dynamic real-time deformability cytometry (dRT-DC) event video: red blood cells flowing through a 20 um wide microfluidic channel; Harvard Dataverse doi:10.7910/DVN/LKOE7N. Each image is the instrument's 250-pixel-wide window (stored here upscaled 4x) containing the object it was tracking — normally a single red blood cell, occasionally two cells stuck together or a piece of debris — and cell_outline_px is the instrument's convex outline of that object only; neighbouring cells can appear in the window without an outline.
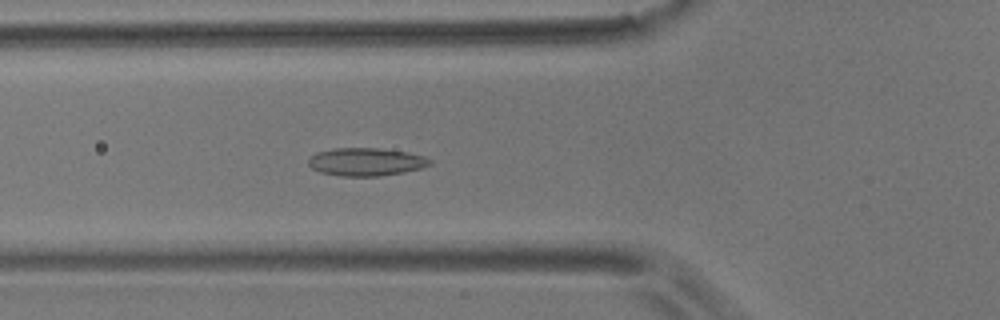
{"species": "common noctule bat (a hibernating species)", "species_latin": "Nyctalus noctula", "temperature_condition": "room temperature", "stored_images_in_passage": 32, "camera_frame_rate_fps": 3000, "um_per_image_px": 0.085, "animal": {"sex": "male", "body_mass_g": 17.9}, "frame": {"image": 1, "passage_image": 11, "time_ms": 3.333, "image_size_px": [1000, 320], "cell_outline_px": [[432, 164], [420, 168], [404, 172], [380, 176], [340, 176], [320, 172], [312, 168], [308, 164], [308, 156], [316, 152], [336, 148], [380, 148], [408, 152], [424, 156], [432, 160]], "centroid_in_image_um": [31.1, 13.75], "position_along_channel_um": 94.7, "area_um2": 19.94}}
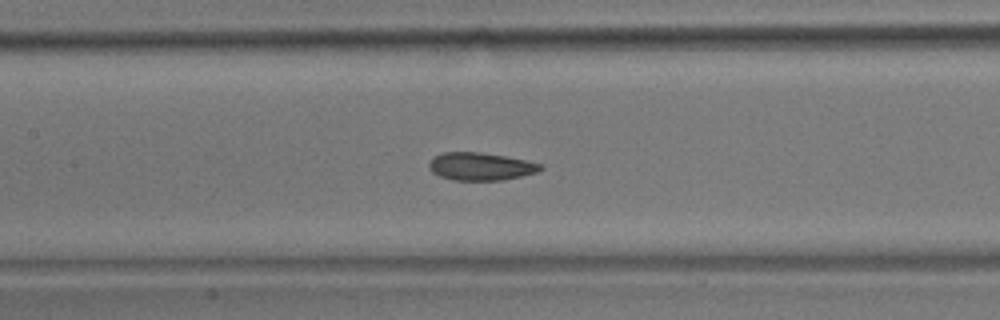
{"frame": {"image": 2, "passage_image": 17, "time_ms": 5.333, "image_size_px": [1000, 320], "cell_outline_px": [[544, 168], [536, 172], [504, 180], [452, 180], [440, 176], [432, 172], [428, 168], [428, 164], [432, 156], [444, 152], [480, 152], [504, 156], [544, 164]], "centroid_in_image_um": [40.82, 14.14], "position_along_channel_um": 166.6, "area_um2": 18.09}}
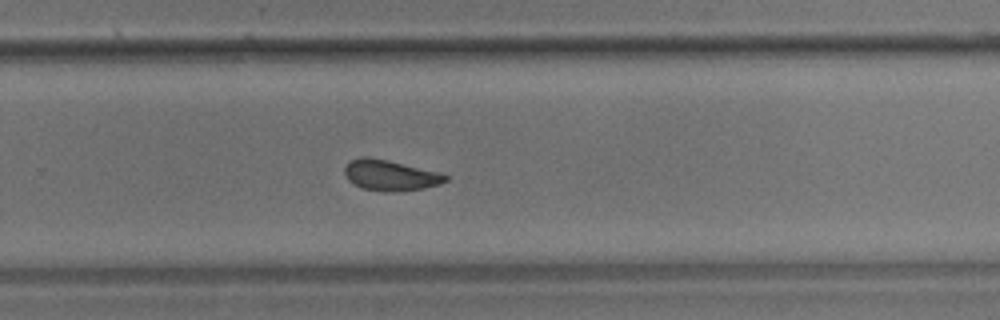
{"frame": {"image": 3, "passage_image": 28, "time_ms": 9.0, "image_size_px": [1000, 320], "cell_outline_px": [[448, 180], [440, 184], [424, 188], [392, 192], [364, 188], [348, 180], [344, 172], [344, 168], [352, 160], [360, 156], [368, 156], [388, 160], [436, 172], [448, 176]], "centroid_in_image_um": [33.16, 14.89], "position_along_channel_um": 296.6, "area_um2": 17.63}, "authors_computed_cell_mechanics": {"area_um2": 18.3515, "velocity_mm_per_s": 3.5572, "shape_relaxation_time_tau1_ms": 8.5654, "shape_relaxation_time_tau2_ms": 2.1401, "deformation_change_tau1": 0.1424, "deformation_change_tau2": 0.0702}}